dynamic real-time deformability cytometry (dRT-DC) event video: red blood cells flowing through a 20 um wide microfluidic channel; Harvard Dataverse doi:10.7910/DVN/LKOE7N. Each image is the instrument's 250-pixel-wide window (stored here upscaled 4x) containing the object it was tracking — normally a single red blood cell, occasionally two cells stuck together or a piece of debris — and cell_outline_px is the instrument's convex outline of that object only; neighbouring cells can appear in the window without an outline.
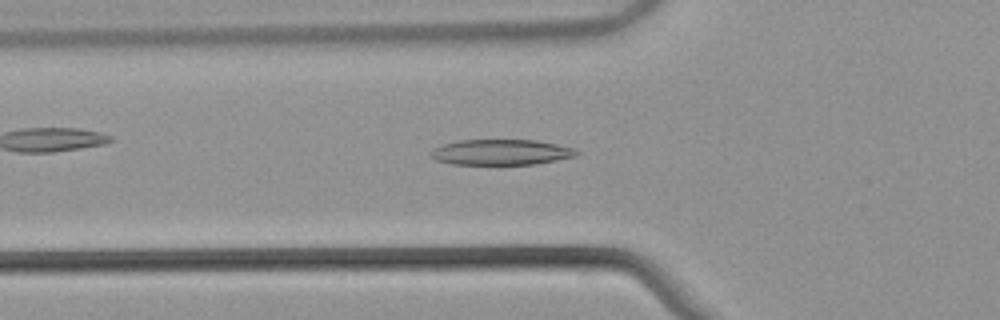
{"species": "common noctule bat (a hibernating species)", "species_latin": "Nyctalus noctula", "temperature_condition": "warm", "stored_images_in_passage": 52, "camera_frame_rate_fps": 3000, "um_per_image_px": 0.085, "animal": {"sex": "male", "body_mass_g": 21.5, "forearm_length_mm": 52.0}, "frame": {"image": 1, "passage_image": 18, "time_ms": 5.667, "image_size_px": [1000, 320], "cell_outline_px": [[580, 152], [576, 156], [536, 164], [452, 164], [436, 160], [428, 156], [428, 152], [444, 144], [460, 140], [536, 140], [556, 144], [572, 148]], "centroid_in_image_um": [42.56, 12.94], "position_along_channel_um": 83.2, "area_um2": 21.62}}
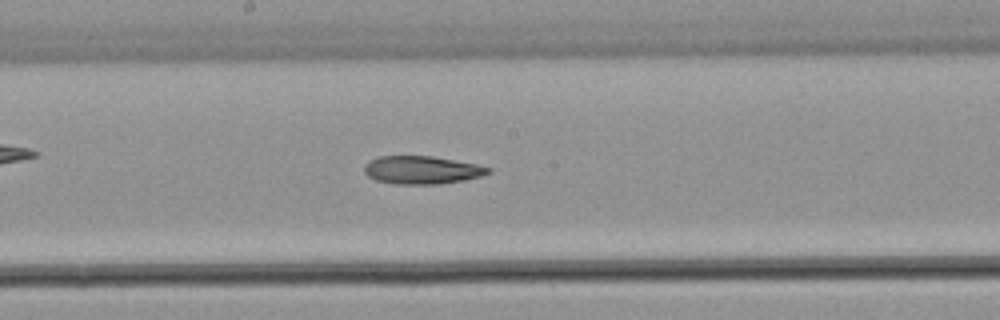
{"frame": {"image": 2, "passage_image": 28, "time_ms": 9.0, "image_size_px": [1000, 320], "cell_outline_px": [[492, 172], [480, 176], [464, 180], [440, 184], [396, 184], [376, 180], [368, 176], [364, 172], [364, 164], [368, 160], [380, 156], [432, 156], [476, 164], [492, 168]], "centroid_in_image_um": [35.84, 14.45], "position_along_channel_um": 212.4, "area_um2": 20.29}}
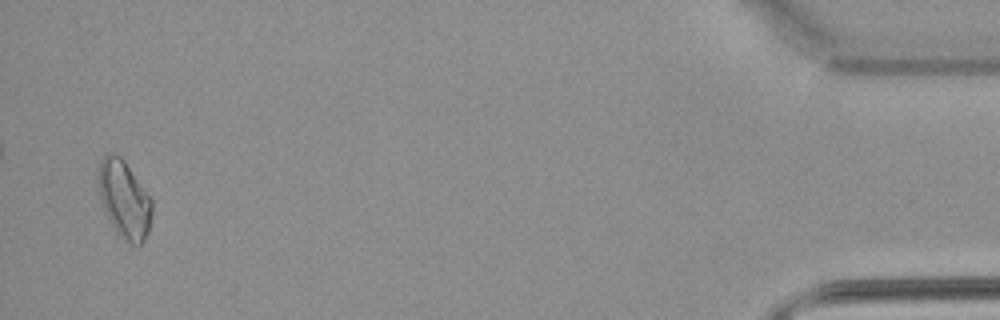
{"frame": {"image": 3, "passage_image": 51, "time_ms": 16.667, "image_size_px": [1000, 320], "cell_outline_px": [[152, 216], [148, 232], [144, 240], [140, 244], [132, 244], [120, 236], [116, 232], [100, 200], [96, 180], [96, 176], [100, 160], [108, 152], [112, 152], [120, 156], [124, 160], [152, 196]], "centroid_in_image_um": [10.56, 16.88], "position_along_channel_um": 424.6, "area_um2": 24.68}, "authors_computed_cell_mechanics": {"area_um2": 21.1548, "velocity_mm_per_s": 3.8643, "shape_relaxation_time_tau1_ms": 6.3775, "shape_relaxation_time_tau2_ms": 7.83, "deformation_change_tau1": 0.1616, "deformation_change_tau2": 0.1865}}